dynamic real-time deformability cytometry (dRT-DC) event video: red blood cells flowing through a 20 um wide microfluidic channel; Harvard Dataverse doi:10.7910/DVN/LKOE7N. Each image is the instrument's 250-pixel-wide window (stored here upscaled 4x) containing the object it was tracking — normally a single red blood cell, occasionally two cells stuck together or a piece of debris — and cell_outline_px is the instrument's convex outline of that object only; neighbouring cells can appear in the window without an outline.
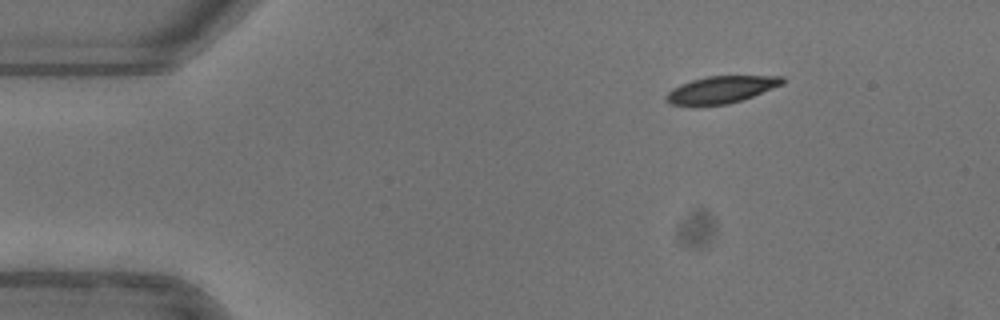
{"species": "common noctule bat (a hibernating species)", "species_latin": "Nyctalus noctula", "temperature_condition": "warm", "stored_images_in_passage": 11, "camera_frame_rate_fps": 3000, "um_per_image_px": 0.085, "animal": {"sex": "female"}, "frame": {"image": 1, "passage_image": 1, "time_ms": 0.0, "image_size_px": [1000, 320], "cell_outline_px": [[784, 84], [752, 96], [728, 104], [668, 104], [664, 100], [664, 96], [672, 88], [680, 84], [692, 80], [708, 76], [784, 76]], "centroid_in_image_um": [61.29, 7.6], "position_along_channel_um": 23.7, "area_um2": 18.03}}
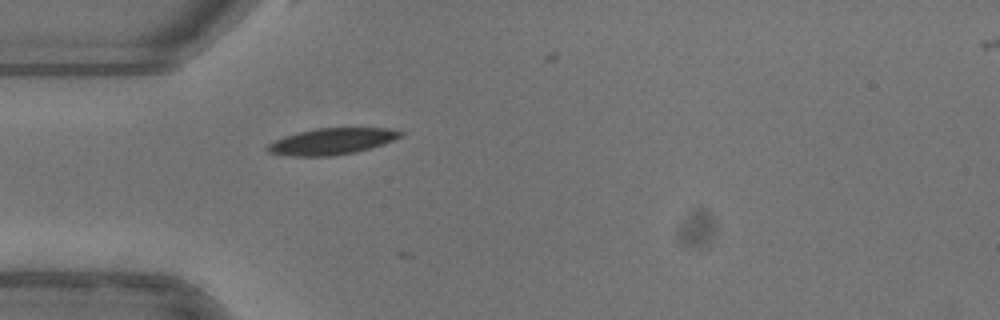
{"frame": {"image": 2, "passage_image": 9, "time_ms": 2.667, "image_size_px": [1000, 320], "cell_outline_px": [[404, 136], [384, 144], [356, 152], [332, 156], [292, 156], [268, 152], [264, 148], [268, 144], [284, 136], [316, 128], [392, 128], [404, 132]], "centroid_in_image_um": [28.25, 12.01], "position_along_channel_um": 56.7, "area_um2": 20.52}}